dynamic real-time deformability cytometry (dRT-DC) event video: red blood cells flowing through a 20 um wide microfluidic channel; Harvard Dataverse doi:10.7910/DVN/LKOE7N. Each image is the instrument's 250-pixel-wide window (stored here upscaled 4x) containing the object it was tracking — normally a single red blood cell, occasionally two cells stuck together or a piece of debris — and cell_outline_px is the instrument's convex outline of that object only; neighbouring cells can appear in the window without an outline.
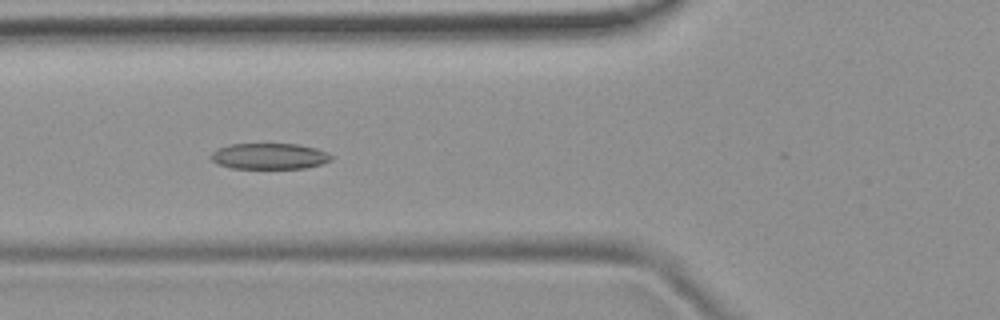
{"species": "common noctule bat (a hibernating species)", "species_latin": "Nyctalus noctula", "temperature_condition": "room temperature", "stored_images_in_passage": 53, "camera_frame_rate_fps": 3000, "um_per_image_px": 0.085, "animal": {"sex": "female", "body_mass_g": 19.9}, "frame": {"image": 1, "passage_image": 20, "time_ms": 6.333, "image_size_px": [1000, 320], "cell_outline_px": [[332, 160], [320, 164], [304, 168], [232, 168], [216, 164], [208, 156], [216, 148], [232, 144], [300, 144], [316, 148], [328, 152], [332, 156]], "centroid_in_image_um": [22.87, 13.27], "position_along_channel_um": 102.9, "area_um2": 18.32}}
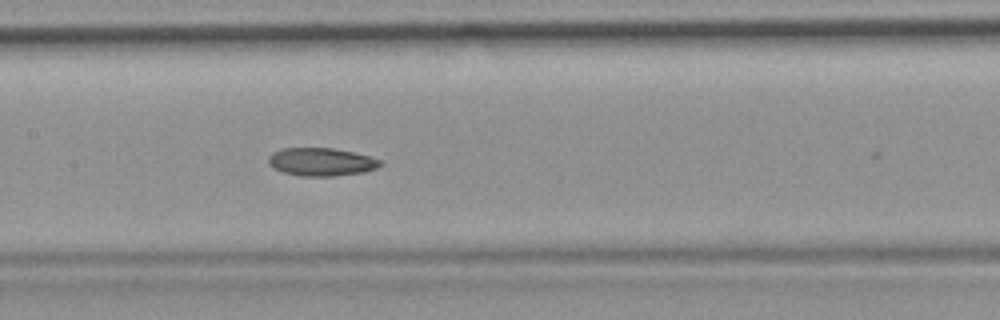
{"frame": {"image": 2, "passage_image": 26, "time_ms": 8.333, "image_size_px": [1000, 320], "cell_outline_px": [[384, 164], [376, 168], [364, 172], [332, 176], [300, 176], [284, 172], [272, 168], [268, 164], [268, 156], [272, 152], [280, 148], [332, 148], [352, 152], [368, 156], [380, 160]], "centroid_in_image_um": [27.26, 13.76], "position_along_channel_um": 180.1, "area_um2": 18.32}}
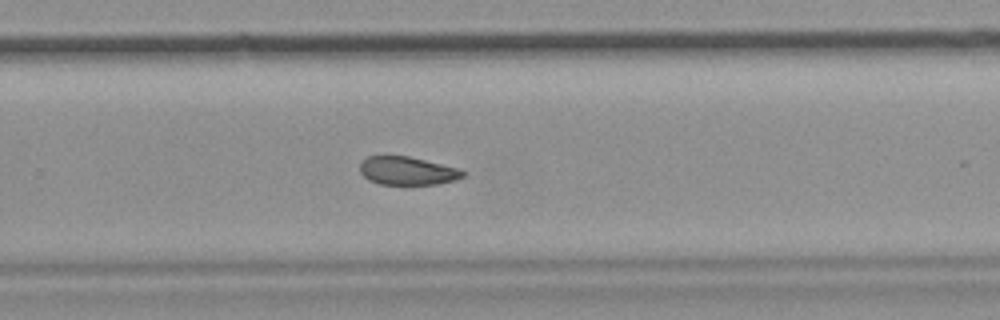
{"frame": {"image": 3, "passage_image": 35, "time_ms": 11.333, "image_size_px": [1000, 320], "cell_outline_px": [[464, 176], [456, 180], [440, 184], [404, 188], [380, 184], [368, 180], [360, 172], [360, 160], [368, 156], [408, 156], [460, 168], [464, 172]], "centroid_in_image_um": [34.62, 14.58], "position_along_channel_um": 295.2, "area_um2": 17.92}, "authors_computed_cell_mechanics": {"area_um2": 19.1318, "velocity_mm_per_s": 3.8531, "shape_relaxation_time_tau1_ms": null, "shape_relaxation_time_tau2_ms": 8.5374, "deformation_change_tau1": null, "deformation_change_tau2": 0.1406}}